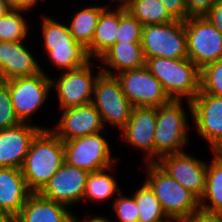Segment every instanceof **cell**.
I'll return each instance as SVG.
<instances>
[{"label": "cell", "instance_id": "6da1fadb", "mask_svg": "<svg viewBox=\"0 0 222 222\" xmlns=\"http://www.w3.org/2000/svg\"><path fill=\"white\" fill-rule=\"evenodd\" d=\"M63 163V140L51 129H41L33 138L20 168L28 189L39 193Z\"/></svg>", "mask_w": 222, "mask_h": 222}, {"label": "cell", "instance_id": "7a4b0ae2", "mask_svg": "<svg viewBox=\"0 0 222 222\" xmlns=\"http://www.w3.org/2000/svg\"><path fill=\"white\" fill-rule=\"evenodd\" d=\"M145 66L171 100L192 101L200 91V69L188 58H145Z\"/></svg>", "mask_w": 222, "mask_h": 222}, {"label": "cell", "instance_id": "3957f363", "mask_svg": "<svg viewBox=\"0 0 222 222\" xmlns=\"http://www.w3.org/2000/svg\"><path fill=\"white\" fill-rule=\"evenodd\" d=\"M148 164L145 183L159 200L164 213L172 222L187 221L198 209L199 199L156 163Z\"/></svg>", "mask_w": 222, "mask_h": 222}, {"label": "cell", "instance_id": "277c9868", "mask_svg": "<svg viewBox=\"0 0 222 222\" xmlns=\"http://www.w3.org/2000/svg\"><path fill=\"white\" fill-rule=\"evenodd\" d=\"M183 104V100H171L157 108L154 163L164 155L182 152L189 140V121Z\"/></svg>", "mask_w": 222, "mask_h": 222}, {"label": "cell", "instance_id": "5b68a950", "mask_svg": "<svg viewBox=\"0 0 222 222\" xmlns=\"http://www.w3.org/2000/svg\"><path fill=\"white\" fill-rule=\"evenodd\" d=\"M44 17V18H43ZM42 17V38L49 61L62 71L74 70L90 61L86 49L74 40L68 26Z\"/></svg>", "mask_w": 222, "mask_h": 222}, {"label": "cell", "instance_id": "8992f818", "mask_svg": "<svg viewBox=\"0 0 222 222\" xmlns=\"http://www.w3.org/2000/svg\"><path fill=\"white\" fill-rule=\"evenodd\" d=\"M91 103L101 115L104 126L108 123L119 131L127 125L134 107L125 97L119 79L103 72L95 81Z\"/></svg>", "mask_w": 222, "mask_h": 222}, {"label": "cell", "instance_id": "52a82bcc", "mask_svg": "<svg viewBox=\"0 0 222 222\" xmlns=\"http://www.w3.org/2000/svg\"><path fill=\"white\" fill-rule=\"evenodd\" d=\"M141 46L145 58H188L184 21L143 26Z\"/></svg>", "mask_w": 222, "mask_h": 222}, {"label": "cell", "instance_id": "ba28073f", "mask_svg": "<svg viewBox=\"0 0 222 222\" xmlns=\"http://www.w3.org/2000/svg\"><path fill=\"white\" fill-rule=\"evenodd\" d=\"M102 132L63 141L64 162L88 172L114 166L119 158L111 156L108 140Z\"/></svg>", "mask_w": 222, "mask_h": 222}, {"label": "cell", "instance_id": "9c48e42d", "mask_svg": "<svg viewBox=\"0 0 222 222\" xmlns=\"http://www.w3.org/2000/svg\"><path fill=\"white\" fill-rule=\"evenodd\" d=\"M46 74L41 68L36 75L6 81L14 112L21 123L31 122V116L47 103L52 83L51 77Z\"/></svg>", "mask_w": 222, "mask_h": 222}, {"label": "cell", "instance_id": "30bf717a", "mask_svg": "<svg viewBox=\"0 0 222 222\" xmlns=\"http://www.w3.org/2000/svg\"><path fill=\"white\" fill-rule=\"evenodd\" d=\"M187 56L200 70L222 58V34L204 17L184 21Z\"/></svg>", "mask_w": 222, "mask_h": 222}, {"label": "cell", "instance_id": "8fae6325", "mask_svg": "<svg viewBox=\"0 0 222 222\" xmlns=\"http://www.w3.org/2000/svg\"><path fill=\"white\" fill-rule=\"evenodd\" d=\"M93 64L90 60L80 68L63 71L57 79L51 78L52 88L57 90L60 109L77 107L92 101L95 81L102 72L100 65ZM96 65L98 72L94 75L92 68Z\"/></svg>", "mask_w": 222, "mask_h": 222}, {"label": "cell", "instance_id": "7c38bea8", "mask_svg": "<svg viewBox=\"0 0 222 222\" xmlns=\"http://www.w3.org/2000/svg\"><path fill=\"white\" fill-rule=\"evenodd\" d=\"M127 100L134 107L158 108L171 101L161 82L146 66L116 75Z\"/></svg>", "mask_w": 222, "mask_h": 222}, {"label": "cell", "instance_id": "4fadbf2b", "mask_svg": "<svg viewBox=\"0 0 222 222\" xmlns=\"http://www.w3.org/2000/svg\"><path fill=\"white\" fill-rule=\"evenodd\" d=\"M196 131L215 152L222 148V97L201 90L192 101H187Z\"/></svg>", "mask_w": 222, "mask_h": 222}, {"label": "cell", "instance_id": "5bb4252c", "mask_svg": "<svg viewBox=\"0 0 222 222\" xmlns=\"http://www.w3.org/2000/svg\"><path fill=\"white\" fill-rule=\"evenodd\" d=\"M155 163L200 200L205 190L208 165L204 160L182 151L164 155Z\"/></svg>", "mask_w": 222, "mask_h": 222}, {"label": "cell", "instance_id": "9a60e30c", "mask_svg": "<svg viewBox=\"0 0 222 222\" xmlns=\"http://www.w3.org/2000/svg\"><path fill=\"white\" fill-rule=\"evenodd\" d=\"M90 172L65 162L39 192L43 197L70 207L82 202Z\"/></svg>", "mask_w": 222, "mask_h": 222}, {"label": "cell", "instance_id": "2e32d148", "mask_svg": "<svg viewBox=\"0 0 222 222\" xmlns=\"http://www.w3.org/2000/svg\"><path fill=\"white\" fill-rule=\"evenodd\" d=\"M61 110V118L51 130L63 141L103 131L101 115L91 102Z\"/></svg>", "mask_w": 222, "mask_h": 222}, {"label": "cell", "instance_id": "e0dca14e", "mask_svg": "<svg viewBox=\"0 0 222 222\" xmlns=\"http://www.w3.org/2000/svg\"><path fill=\"white\" fill-rule=\"evenodd\" d=\"M157 108L133 107L131 117L120 134L128 145L145 152L147 163H154V131Z\"/></svg>", "mask_w": 222, "mask_h": 222}, {"label": "cell", "instance_id": "ac0fdd59", "mask_svg": "<svg viewBox=\"0 0 222 222\" xmlns=\"http://www.w3.org/2000/svg\"><path fill=\"white\" fill-rule=\"evenodd\" d=\"M41 129L49 128L20 123L0 130V167L20 169L33 138Z\"/></svg>", "mask_w": 222, "mask_h": 222}, {"label": "cell", "instance_id": "d6986e66", "mask_svg": "<svg viewBox=\"0 0 222 222\" xmlns=\"http://www.w3.org/2000/svg\"><path fill=\"white\" fill-rule=\"evenodd\" d=\"M32 192L21 169L0 167V211L12 222Z\"/></svg>", "mask_w": 222, "mask_h": 222}, {"label": "cell", "instance_id": "ffe728a7", "mask_svg": "<svg viewBox=\"0 0 222 222\" xmlns=\"http://www.w3.org/2000/svg\"><path fill=\"white\" fill-rule=\"evenodd\" d=\"M23 42L0 41V61L4 69L5 82L41 72L39 62Z\"/></svg>", "mask_w": 222, "mask_h": 222}, {"label": "cell", "instance_id": "44dd1931", "mask_svg": "<svg viewBox=\"0 0 222 222\" xmlns=\"http://www.w3.org/2000/svg\"><path fill=\"white\" fill-rule=\"evenodd\" d=\"M73 216L66 205L31 193L12 222H73Z\"/></svg>", "mask_w": 222, "mask_h": 222}, {"label": "cell", "instance_id": "7402d4cb", "mask_svg": "<svg viewBox=\"0 0 222 222\" xmlns=\"http://www.w3.org/2000/svg\"><path fill=\"white\" fill-rule=\"evenodd\" d=\"M101 71L108 75H114L132 69L145 66V57L141 42L115 43L99 59ZM106 66H108L107 69ZM111 69V70H110ZM114 71L112 72V70Z\"/></svg>", "mask_w": 222, "mask_h": 222}, {"label": "cell", "instance_id": "603a6c76", "mask_svg": "<svg viewBox=\"0 0 222 222\" xmlns=\"http://www.w3.org/2000/svg\"><path fill=\"white\" fill-rule=\"evenodd\" d=\"M114 10L105 7L100 14L91 44L86 48L90 60L99 59L115 44L119 27V4Z\"/></svg>", "mask_w": 222, "mask_h": 222}, {"label": "cell", "instance_id": "cb8c5ba5", "mask_svg": "<svg viewBox=\"0 0 222 222\" xmlns=\"http://www.w3.org/2000/svg\"><path fill=\"white\" fill-rule=\"evenodd\" d=\"M213 156L207 165L205 190L199 203L204 211L222 214V159L215 152Z\"/></svg>", "mask_w": 222, "mask_h": 222}, {"label": "cell", "instance_id": "d4e9b609", "mask_svg": "<svg viewBox=\"0 0 222 222\" xmlns=\"http://www.w3.org/2000/svg\"><path fill=\"white\" fill-rule=\"evenodd\" d=\"M123 5L143 26L175 20L160 0H127Z\"/></svg>", "mask_w": 222, "mask_h": 222}, {"label": "cell", "instance_id": "484cf974", "mask_svg": "<svg viewBox=\"0 0 222 222\" xmlns=\"http://www.w3.org/2000/svg\"><path fill=\"white\" fill-rule=\"evenodd\" d=\"M111 168H113V166L100 171L90 172L85 185L82 201L91 200L98 203L106 200L108 201L109 198L122 191L120 187H118L115 177L108 174Z\"/></svg>", "mask_w": 222, "mask_h": 222}, {"label": "cell", "instance_id": "4316f807", "mask_svg": "<svg viewBox=\"0 0 222 222\" xmlns=\"http://www.w3.org/2000/svg\"><path fill=\"white\" fill-rule=\"evenodd\" d=\"M105 6H89L76 12L68 26L74 40L85 49L91 44L92 38L101 14Z\"/></svg>", "mask_w": 222, "mask_h": 222}, {"label": "cell", "instance_id": "83f0119b", "mask_svg": "<svg viewBox=\"0 0 222 222\" xmlns=\"http://www.w3.org/2000/svg\"><path fill=\"white\" fill-rule=\"evenodd\" d=\"M133 196L139 212L138 222H171L159 200L145 182Z\"/></svg>", "mask_w": 222, "mask_h": 222}, {"label": "cell", "instance_id": "f1b7e54d", "mask_svg": "<svg viewBox=\"0 0 222 222\" xmlns=\"http://www.w3.org/2000/svg\"><path fill=\"white\" fill-rule=\"evenodd\" d=\"M24 9H11L0 18V41H25L29 36V26L23 17Z\"/></svg>", "mask_w": 222, "mask_h": 222}, {"label": "cell", "instance_id": "f546056e", "mask_svg": "<svg viewBox=\"0 0 222 222\" xmlns=\"http://www.w3.org/2000/svg\"><path fill=\"white\" fill-rule=\"evenodd\" d=\"M143 25L119 4V27L115 43L141 42Z\"/></svg>", "mask_w": 222, "mask_h": 222}, {"label": "cell", "instance_id": "4dcf8cb0", "mask_svg": "<svg viewBox=\"0 0 222 222\" xmlns=\"http://www.w3.org/2000/svg\"><path fill=\"white\" fill-rule=\"evenodd\" d=\"M200 90L222 97V58L200 70Z\"/></svg>", "mask_w": 222, "mask_h": 222}, {"label": "cell", "instance_id": "1f68e13d", "mask_svg": "<svg viewBox=\"0 0 222 222\" xmlns=\"http://www.w3.org/2000/svg\"><path fill=\"white\" fill-rule=\"evenodd\" d=\"M20 123L14 112L8 84L0 83V130L15 127Z\"/></svg>", "mask_w": 222, "mask_h": 222}, {"label": "cell", "instance_id": "d6a6232c", "mask_svg": "<svg viewBox=\"0 0 222 222\" xmlns=\"http://www.w3.org/2000/svg\"><path fill=\"white\" fill-rule=\"evenodd\" d=\"M121 193L114 199L113 212H115L120 222H138L139 212L134 196H121Z\"/></svg>", "mask_w": 222, "mask_h": 222}, {"label": "cell", "instance_id": "836d02e7", "mask_svg": "<svg viewBox=\"0 0 222 222\" xmlns=\"http://www.w3.org/2000/svg\"><path fill=\"white\" fill-rule=\"evenodd\" d=\"M217 0H185L189 17H202Z\"/></svg>", "mask_w": 222, "mask_h": 222}, {"label": "cell", "instance_id": "e575fe53", "mask_svg": "<svg viewBox=\"0 0 222 222\" xmlns=\"http://www.w3.org/2000/svg\"><path fill=\"white\" fill-rule=\"evenodd\" d=\"M175 20L185 21L188 18L185 0H160Z\"/></svg>", "mask_w": 222, "mask_h": 222}, {"label": "cell", "instance_id": "d590c367", "mask_svg": "<svg viewBox=\"0 0 222 222\" xmlns=\"http://www.w3.org/2000/svg\"><path fill=\"white\" fill-rule=\"evenodd\" d=\"M204 17L222 34V0H217Z\"/></svg>", "mask_w": 222, "mask_h": 222}, {"label": "cell", "instance_id": "8d00e7d4", "mask_svg": "<svg viewBox=\"0 0 222 222\" xmlns=\"http://www.w3.org/2000/svg\"><path fill=\"white\" fill-rule=\"evenodd\" d=\"M186 222H222V214L198 209Z\"/></svg>", "mask_w": 222, "mask_h": 222}, {"label": "cell", "instance_id": "74e56055", "mask_svg": "<svg viewBox=\"0 0 222 222\" xmlns=\"http://www.w3.org/2000/svg\"><path fill=\"white\" fill-rule=\"evenodd\" d=\"M39 0H8L12 9L31 10Z\"/></svg>", "mask_w": 222, "mask_h": 222}, {"label": "cell", "instance_id": "f35d334b", "mask_svg": "<svg viewBox=\"0 0 222 222\" xmlns=\"http://www.w3.org/2000/svg\"><path fill=\"white\" fill-rule=\"evenodd\" d=\"M85 219L79 220L77 217L73 216V222H113L110 219L103 218L102 216H93L89 219H86V216H84Z\"/></svg>", "mask_w": 222, "mask_h": 222}, {"label": "cell", "instance_id": "ab89813d", "mask_svg": "<svg viewBox=\"0 0 222 222\" xmlns=\"http://www.w3.org/2000/svg\"><path fill=\"white\" fill-rule=\"evenodd\" d=\"M11 9L8 0H0V18L4 17Z\"/></svg>", "mask_w": 222, "mask_h": 222}, {"label": "cell", "instance_id": "60d3db41", "mask_svg": "<svg viewBox=\"0 0 222 222\" xmlns=\"http://www.w3.org/2000/svg\"><path fill=\"white\" fill-rule=\"evenodd\" d=\"M5 82V74H4V69L0 61V83Z\"/></svg>", "mask_w": 222, "mask_h": 222}, {"label": "cell", "instance_id": "b9f144b4", "mask_svg": "<svg viewBox=\"0 0 222 222\" xmlns=\"http://www.w3.org/2000/svg\"><path fill=\"white\" fill-rule=\"evenodd\" d=\"M0 222H10L1 211H0Z\"/></svg>", "mask_w": 222, "mask_h": 222}, {"label": "cell", "instance_id": "7bdbcfd3", "mask_svg": "<svg viewBox=\"0 0 222 222\" xmlns=\"http://www.w3.org/2000/svg\"><path fill=\"white\" fill-rule=\"evenodd\" d=\"M215 153L222 159V148H219Z\"/></svg>", "mask_w": 222, "mask_h": 222}, {"label": "cell", "instance_id": "ee69618b", "mask_svg": "<svg viewBox=\"0 0 222 222\" xmlns=\"http://www.w3.org/2000/svg\"><path fill=\"white\" fill-rule=\"evenodd\" d=\"M120 3H118V4H120V5H123L127 0H118Z\"/></svg>", "mask_w": 222, "mask_h": 222}]
</instances>
